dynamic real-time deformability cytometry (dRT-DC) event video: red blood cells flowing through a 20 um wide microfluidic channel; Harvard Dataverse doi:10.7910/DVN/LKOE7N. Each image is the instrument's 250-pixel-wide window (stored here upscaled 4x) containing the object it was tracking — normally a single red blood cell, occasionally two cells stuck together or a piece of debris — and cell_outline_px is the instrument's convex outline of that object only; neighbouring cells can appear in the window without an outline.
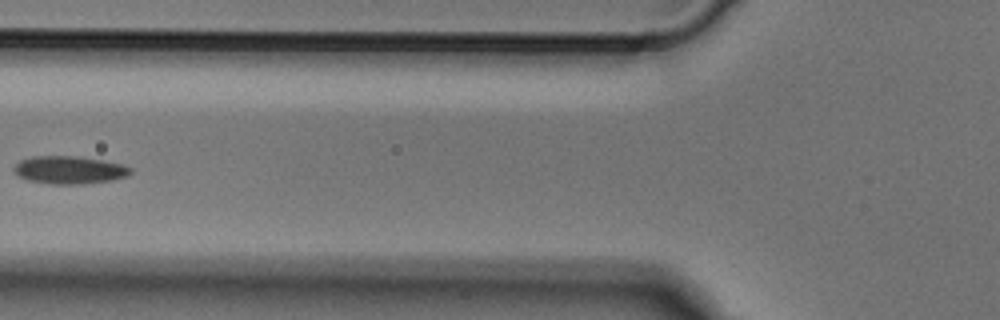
{"species": "Egyptian fruit bat (a non-hibernating species)", "species_latin": "Rousettus aegyptiacus", "temperature_condition": "cold", "stored_images_in_passage": 6, "camera_frame_rate_fps": 3000, "um_per_image_px": 0.085, "animal": {"sex": "male"}, "frame": {"image": 1, "passage_image": 6, "time_ms": 1.667, "image_size_px": [1000, 320], "cell_outline_px": [[132, 172], [128, 176], [112, 180], [84, 184], [48, 184], [28, 180], [16, 176], [12, 168], [20, 160], [32, 156], [76, 156], [124, 164], [132, 168]], "centroid_in_image_um": [5.88, 14.45], "position_along_channel_um": 119.9, "area_um2": 19.13}}